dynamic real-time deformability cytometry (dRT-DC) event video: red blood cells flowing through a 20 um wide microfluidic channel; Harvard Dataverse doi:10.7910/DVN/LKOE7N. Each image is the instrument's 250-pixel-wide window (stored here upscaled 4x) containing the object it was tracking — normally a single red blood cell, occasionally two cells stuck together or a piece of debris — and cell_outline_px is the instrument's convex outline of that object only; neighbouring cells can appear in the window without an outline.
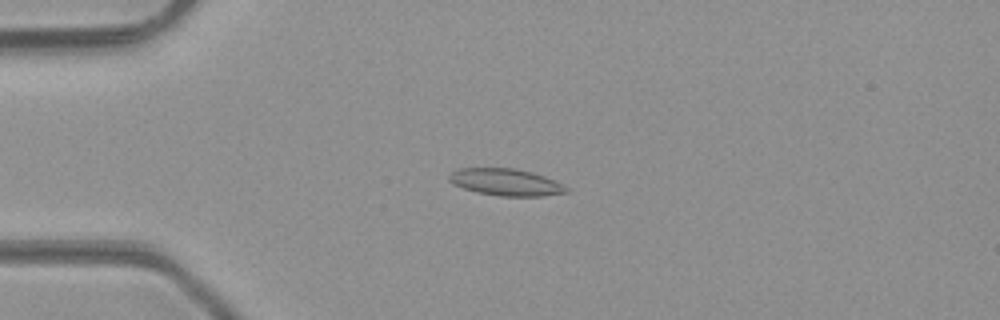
{"species": "common noctule bat (a hibernating species)", "species_latin": "Nyctalus noctula", "temperature_condition": "room temperature", "stored_images_in_passage": 47, "camera_frame_rate_fps": 3000, "um_per_image_px": 0.085, "animal": {"sex": "male", "body_mass_g": 23.1, "forearm_length_mm": 52.7}, "frame": {"image": 1, "passage_image": 11, "time_ms": 3.333, "image_size_px": [1000, 320], "cell_outline_px": [[568, 192], [544, 196], [500, 196], [476, 192], [452, 184], [448, 180], [448, 176], [452, 172], [460, 168], [516, 168], [532, 172], [544, 176], [568, 188]], "centroid_in_image_um": [42.96, 15.48], "position_along_channel_um": 42.0, "area_um2": 18.32}}
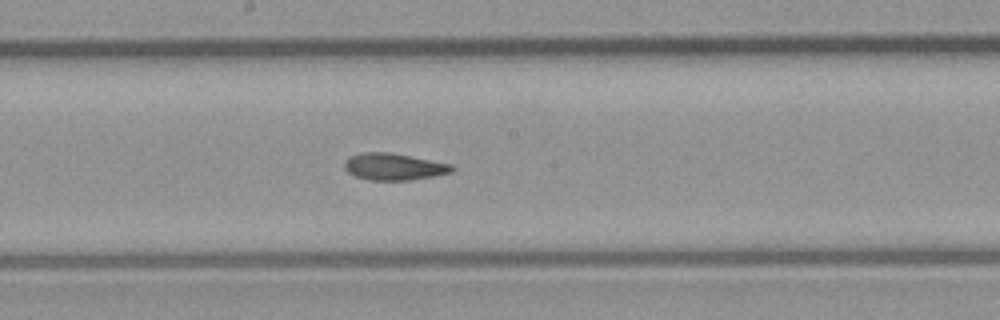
{"frame": {"image": 2, "passage_image": 25, "time_ms": 8.0, "image_size_px": [1000, 320], "cell_outline_px": [[456, 168], [452, 172], [412, 180], [368, 180], [356, 176], [348, 172], [344, 168], [344, 160], [348, 156], [364, 152], [388, 152], [452, 164]], "centroid_in_image_um": [33.46, 14.17], "position_along_channel_um": 214.7, "area_um2": 16.82}}
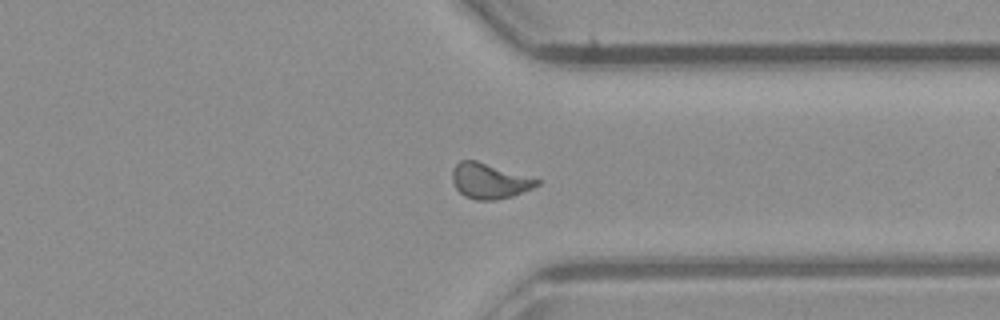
{"frame": {"image": 3, "passage_image": 36, "time_ms": 11.667, "image_size_px": [1000, 320], "cell_outline_px": [[540, 184], [532, 188], [512, 196], [496, 200], [476, 200], [464, 196], [456, 188], [452, 180], [452, 168], [460, 160], [476, 160], [540, 180]], "centroid_in_image_um": [41.57, 15.38], "position_along_channel_um": 369.8, "area_um2": 17.28}, "authors_computed_cell_mechanics": {"area_um2": 17.2244, "velocity_mm_per_s": 4.2581, "shape_relaxation_time_tau1_ms": null, "shape_relaxation_time_tau2_ms": 2.5584, "deformation_change_tau1": null, "deformation_change_tau2": 0.0864}}